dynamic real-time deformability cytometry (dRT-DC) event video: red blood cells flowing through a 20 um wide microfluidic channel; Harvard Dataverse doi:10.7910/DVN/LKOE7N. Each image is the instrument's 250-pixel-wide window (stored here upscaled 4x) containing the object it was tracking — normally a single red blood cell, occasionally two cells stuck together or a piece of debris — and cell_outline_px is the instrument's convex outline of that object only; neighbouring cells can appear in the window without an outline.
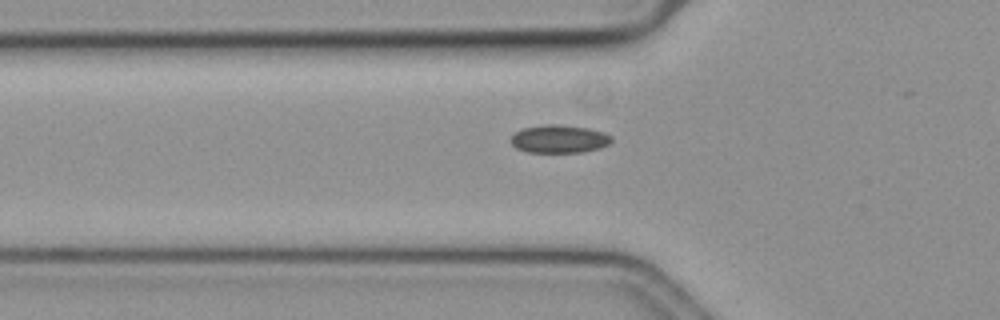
{"species": "common noctule bat (a hibernating species)", "species_latin": "Nyctalus noctula", "temperature_condition": "cold", "stored_images_in_passage": 37, "camera_frame_rate_fps": 3000, "um_per_image_px": 0.085, "animal": {"sex": "female", "body_mass_g": 19.3, "forearm_length_mm": 54.1}, "frame": {"image": 1, "passage_image": 11, "time_ms": 3.333, "image_size_px": [1000, 320], "cell_outline_px": [[612, 140], [608, 144], [600, 148], [580, 152], [528, 152], [516, 148], [508, 140], [520, 128], [544, 124], [556, 124], [588, 128], [604, 132], [612, 136]], "centroid_in_image_um": [47.5, 11.8], "position_along_channel_um": 78.3, "area_um2": 16.53}}
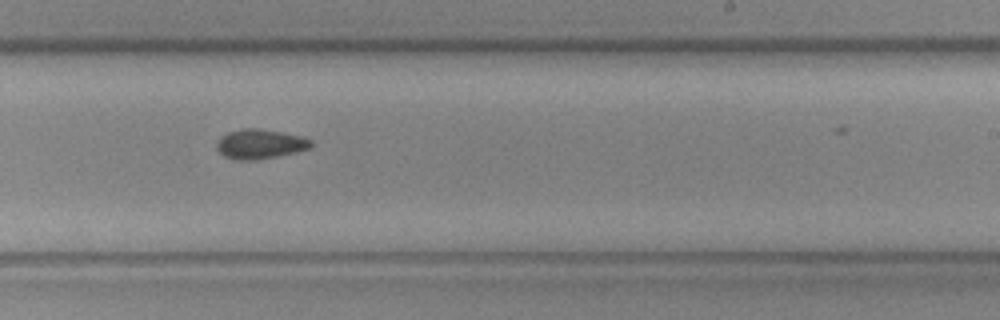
{"frame": {"image": 2, "passage_image": 27, "time_ms": 8.667, "image_size_px": [1000, 320], "cell_outline_px": [[312, 148], [296, 152], [256, 160], [232, 160], [224, 156], [216, 148], [216, 140], [220, 136], [228, 132], [244, 128], [256, 128], [280, 132], [300, 136], [312, 140]], "centroid_in_image_um": [22.07, 12.25], "position_along_channel_um": 266.9, "area_um2": 16.36}}
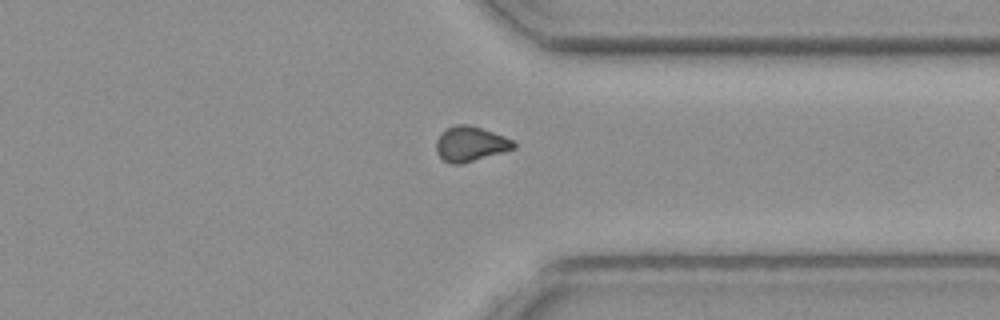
{"frame": {"image": 3, "passage_image": 36, "time_ms": 11.667, "image_size_px": [1000, 320], "cell_outline_px": [[516, 148], [460, 164], [452, 164], [444, 160], [436, 152], [436, 140], [440, 132], [456, 124], [468, 124], [516, 140]], "centroid_in_image_um": [39.99, 12.22], "position_along_channel_um": 371.4, "area_um2": 15.72}}